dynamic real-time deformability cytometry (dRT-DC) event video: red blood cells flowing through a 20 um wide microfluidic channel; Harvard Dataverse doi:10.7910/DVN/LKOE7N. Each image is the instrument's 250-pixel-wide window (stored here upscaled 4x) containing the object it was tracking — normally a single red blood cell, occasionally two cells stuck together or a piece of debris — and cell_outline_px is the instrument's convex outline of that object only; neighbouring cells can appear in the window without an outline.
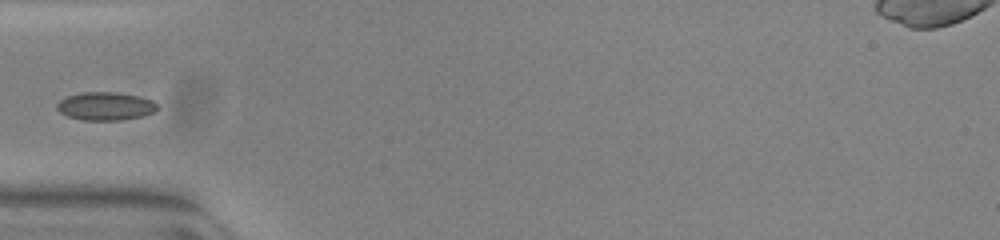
{"species": "common noctule bat (a hibernating species)", "species_latin": "Nyctalus noctula", "temperature_condition": "warm", "stored_images_in_passage": 37, "camera_frame_rate_fps": 3000, "um_per_image_px": 0.085, "animal": {"sex": "female", "body_mass_g": 23.0, "forearm_length_mm": 53.4}, "frame": {"image": 1, "passage_image": 1, "time_ms": 0.0, "image_size_px": [1000, 240], "cell_outline_px": [[160, 108], [144, 116], [120, 120], [84, 120], [68, 116], [60, 112], [56, 108], [56, 104], [60, 100], [68, 96], [84, 92], [116, 92], [136, 96], [152, 100]], "centroid_in_image_um": [8.97, 9.03], "position_along_channel_um": 76.0, "area_um2": 16.36}}
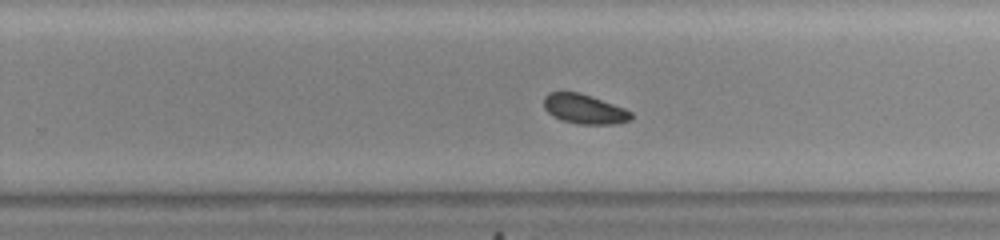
{"frame": {"image": 2, "passage_image": 17, "time_ms": 5.333, "image_size_px": [1000, 240], "cell_outline_px": [[632, 120], [612, 124], [580, 124], [560, 120], [552, 116], [544, 108], [544, 96], [548, 92], [580, 92], [624, 108], [632, 112]], "centroid_in_image_um": [49.65, 9.27], "position_along_channel_um": 280.2, "area_um2": 15.09}}
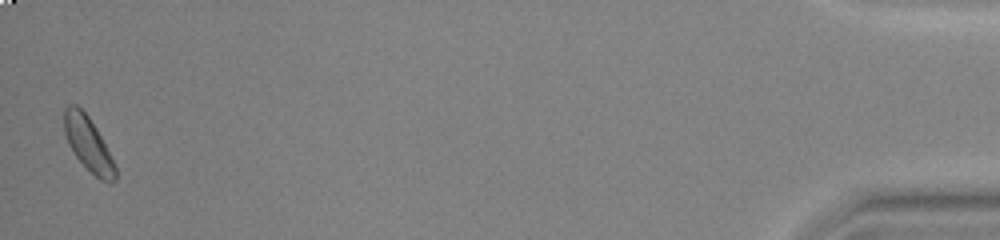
{"frame": {"image": 3, "passage_image": 36, "time_ms": 11.667, "image_size_px": [1000, 240], "cell_outline_px": [[116, 180], [100, 180], [76, 156], [68, 144], [64, 132], [64, 108], [68, 104], [76, 104], [88, 116], [96, 128], [116, 168]], "centroid_in_image_um": [7.45, 12.18], "position_along_channel_um": 427.7, "area_um2": 15.55}}